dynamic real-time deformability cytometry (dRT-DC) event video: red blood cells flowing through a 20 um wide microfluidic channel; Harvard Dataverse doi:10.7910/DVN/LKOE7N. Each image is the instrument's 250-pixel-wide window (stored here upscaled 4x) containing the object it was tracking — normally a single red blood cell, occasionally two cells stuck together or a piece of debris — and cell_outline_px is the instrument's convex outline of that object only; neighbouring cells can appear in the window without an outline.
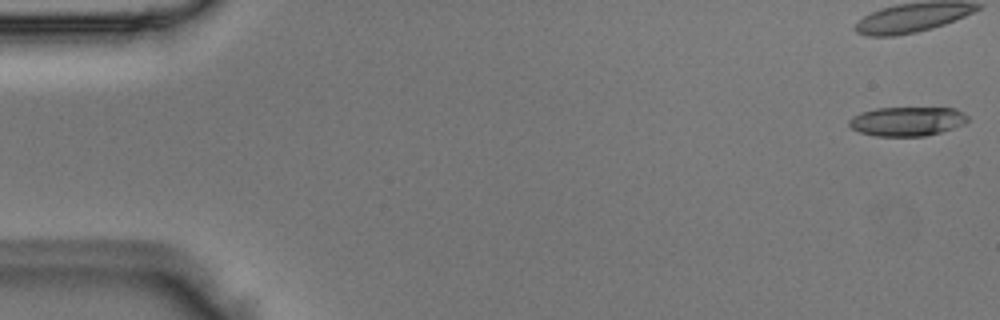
{"species": "Egyptian fruit bat (a non-hibernating species)", "species_latin": "Rousettus aegyptiacus", "temperature_condition": "room temperature", "stored_images_in_passage": 50, "camera_frame_rate_fps": 3000, "um_per_image_px": 0.085, "animal": {"sex": "male"}, "frame": {"image": 1, "passage_image": 1, "time_ms": 0.0, "image_size_px": [1000, 320], "cell_outline_px": [[968, 120], [964, 124], [940, 132], [924, 136], [876, 136], [860, 132], [852, 128], [848, 124], [848, 120], [852, 116], [876, 108], [956, 108], [964, 112], [968, 116]], "centroid_in_image_um": [77.12, 10.31], "position_along_channel_um": 7.9, "area_um2": 20.11}}